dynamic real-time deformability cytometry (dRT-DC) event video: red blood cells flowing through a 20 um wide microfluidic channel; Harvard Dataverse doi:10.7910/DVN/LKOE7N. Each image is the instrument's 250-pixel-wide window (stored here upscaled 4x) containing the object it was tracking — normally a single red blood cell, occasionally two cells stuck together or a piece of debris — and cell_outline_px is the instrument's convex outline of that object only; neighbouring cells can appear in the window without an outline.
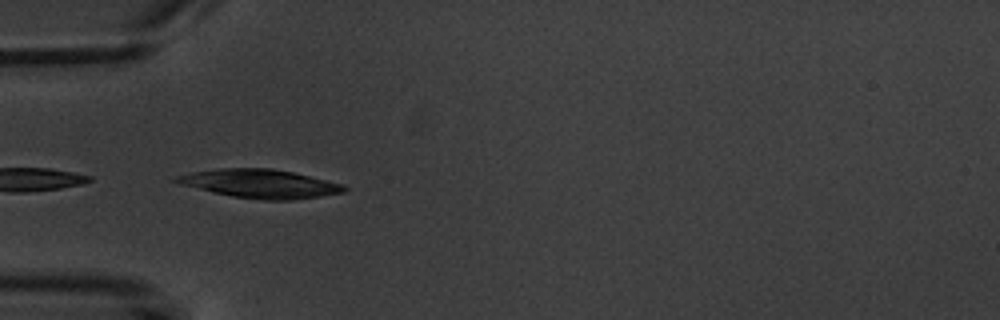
{"species": "common noctule bat (a hibernating species)", "species_latin": "Nyctalus noctula", "temperature_condition": "warm", "stored_images_in_passage": 7, "camera_frame_rate_fps": 3000, "um_per_image_px": 0.085, "animal": {"sex": "male", "body_mass_g": 20.1, "forearm_length_mm": 53.5}, "frame": {"image": 1, "passage_image": 6, "time_ms": 5.667, "image_size_px": [1000, 320], "cell_outline_px": [[348, 188], [344, 192], [320, 196], [292, 200], [264, 200], [232, 196], [180, 184], [172, 180], [176, 176], [192, 172], [220, 168], [272, 168], [292, 172], [344, 184]], "centroid_in_image_um": [22.13, 15.61], "position_along_channel_um": 62.9, "area_um2": 27.74}}